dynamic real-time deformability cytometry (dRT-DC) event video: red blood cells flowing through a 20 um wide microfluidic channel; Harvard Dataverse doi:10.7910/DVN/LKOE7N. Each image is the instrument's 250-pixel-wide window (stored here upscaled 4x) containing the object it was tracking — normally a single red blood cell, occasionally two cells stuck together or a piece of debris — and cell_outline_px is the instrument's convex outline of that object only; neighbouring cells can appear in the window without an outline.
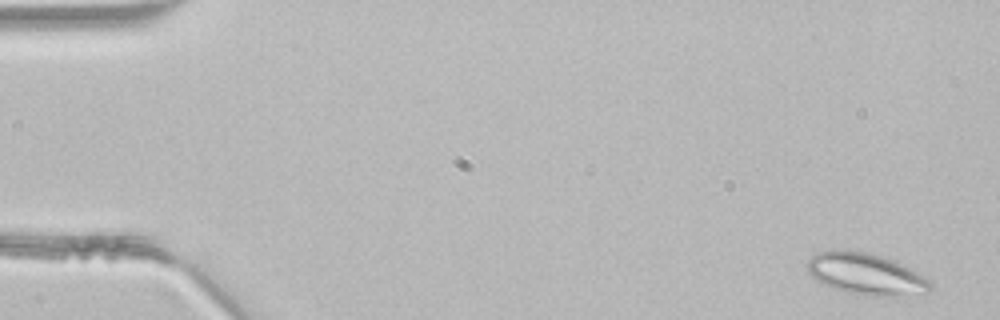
{"species": "common noctule bat (a hibernating species)", "species_latin": "Nyctalus noctula", "temperature_condition": "room temperature", "stored_images_in_passage": 47, "camera_frame_rate_fps": 3000, "um_per_image_px": 0.085, "animal": {"sex": "male", "body_mass_g": 21.5, "forearm_length_mm": 52.0}, "frame": {"image": 1, "passage_image": 2, "time_ms": 0.333, "image_size_px": [1000, 320], "cell_outline_px": [[932, 288], [928, 292], [892, 296], [872, 296], [848, 292], [832, 288], [824, 284], [812, 276], [808, 272], [804, 264], [816, 252], [868, 252], [904, 264], [928, 280], [932, 284]], "centroid_in_image_um": [73.6, 23.31], "position_along_channel_um": 11.4, "area_um2": 29.13}}
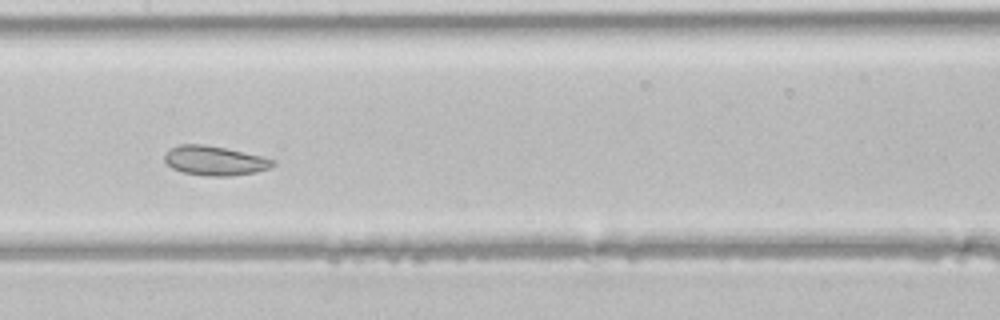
{"frame": {"image": 2, "passage_image": 23, "time_ms": 7.333, "image_size_px": [1000, 320], "cell_outline_px": [[276, 164], [268, 168], [256, 172], [232, 176], [204, 176], [184, 172], [172, 168], [164, 160], [164, 156], [168, 148], [180, 144], [204, 144], [264, 156], [276, 160]], "centroid_in_image_um": [18.26, 13.65], "position_along_channel_um": 189.1, "area_um2": 18.73}}
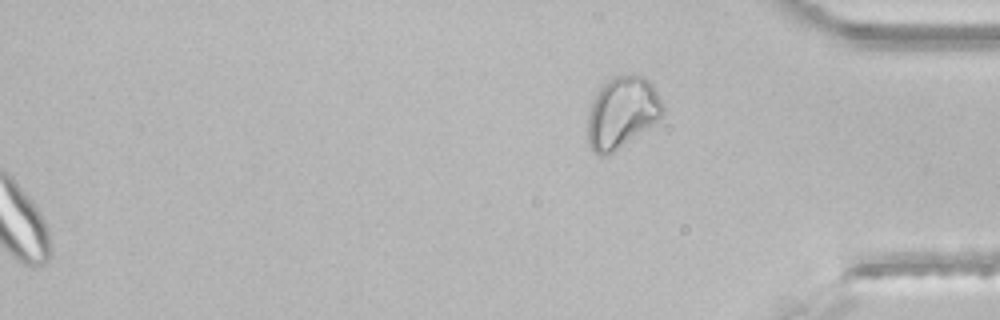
{"frame": {"image": 3, "passage_image": 47, "time_ms": 15.333, "image_size_px": [1000, 320], "cell_outline_px": [[664, 112], [656, 120], [612, 152], [604, 156], [600, 156], [592, 148], [588, 140], [588, 108], [596, 92], [612, 76], [644, 76], [652, 84], [664, 108]], "centroid_in_image_um": [52.82, 9.53], "position_along_channel_um": 382.4, "area_um2": 30.29}}